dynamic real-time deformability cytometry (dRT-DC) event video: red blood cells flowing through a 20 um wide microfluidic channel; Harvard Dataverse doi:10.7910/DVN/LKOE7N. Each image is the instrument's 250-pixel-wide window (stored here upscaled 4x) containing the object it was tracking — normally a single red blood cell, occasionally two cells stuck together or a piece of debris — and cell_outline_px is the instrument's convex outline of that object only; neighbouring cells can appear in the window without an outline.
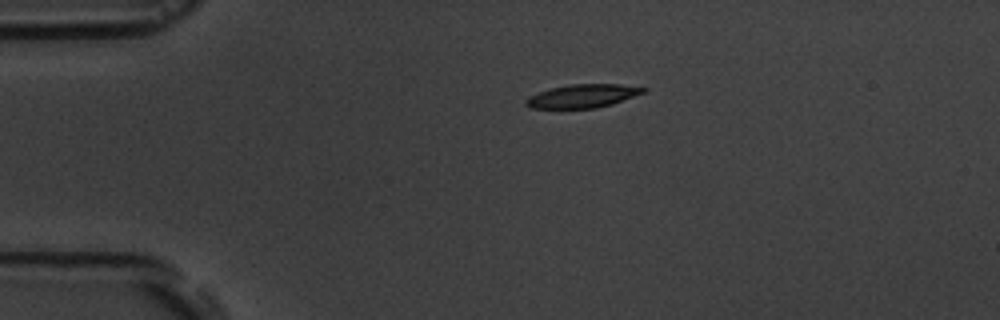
{"species": "common noctule bat (a hibernating species)", "species_latin": "Nyctalus noctula", "temperature_condition": "room temperature", "stored_images_in_passage": 2, "camera_frame_rate_fps": 3000, "um_per_image_px": 0.085, "animal": {"sex": "male", "body_mass_g": 19.5, "forearm_length_mm": 54.6}, "frame": {"image": 1, "passage_image": 1, "time_ms": 0.0, "image_size_px": [1000, 320], "cell_outline_px": [[648, 92], [612, 104], [596, 108], [532, 108], [524, 104], [524, 100], [528, 96], [552, 88], [568, 84], [620, 84], [648, 88]], "centroid_in_image_um": [49.57, 8.16], "position_along_channel_um": 35.4, "area_um2": 16.13}}